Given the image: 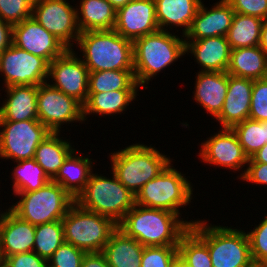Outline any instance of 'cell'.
I'll return each instance as SVG.
<instances>
[{"instance_id":"4","label":"cell","mask_w":267,"mask_h":267,"mask_svg":"<svg viewBox=\"0 0 267 267\" xmlns=\"http://www.w3.org/2000/svg\"><path fill=\"white\" fill-rule=\"evenodd\" d=\"M111 169L117 179L133 194L154 179L173 162L169 156L160 153L152 144L135 143L111 152Z\"/></svg>"},{"instance_id":"22","label":"cell","mask_w":267,"mask_h":267,"mask_svg":"<svg viewBox=\"0 0 267 267\" xmlns=\"http://www.w3.org/2000/svg\"><path fill=\"white\" fill-rule=\"evenodd\" d=\"M196 75L193 98L214 119L222 110L228 89L229 74L199 71Z\"/></svg>"},{"instance_id":"23","label":"cell","mask_w":267,"mask_h":267,"mask_svg":"<svg viewBox=\"0 0 267 267\" xmlns=\"http://www.w3.org/2000/svg\"><path fill=\"white\" fill-rule=\"evenodd\" d=\"M4 99L0 106V121L38 120L37 93L38 86L4 87Z\"/></svg>"},{"instance_id":"25","label":"cell","mask_w":267,"mask_h":267,"mask_svg":"<svg viewBox=\"0 0 267 267\" xmlns=\"http://www.w3.org/2000/svg\"><path fill=\"white\" fill-rule=\"evenodd\" d=\"M75 149L64 161L53 179L74 199L84 190L93 172L94 160L90 156H80Z\"/></svg>"},{"instance_id":"33","label":"cell","mask_w":267,"mask_h":267,"mask_svg":"<svg viewBox=\"0 0 267 267\" xmlns=\"http://www.w3.org/2000/svg\"><path fill=\"white\" fill-rule=\"evenodd\" d=\"M12 168L13 195L20 192H31L40 189L50 181L43 168L34 160L26 159L16 162Z\"/></svg>"},{"instance_id":"39","label":"cell","mask_w":267,"mask_h":267,"mask_svg":"<svg viewBox=\"0 0 267 267\" xmlns=\"http://www.w3.org/2000/svg\"><path fill=\"white\" fill-rule=\"evenodd\" d=\"M178 256V246L144 247L141 267H170Z\"/></svg>"},{"instance_id":"38","label":"cell","mask_w":267,"mask_h":267,"mask_svg":"<svg viewBox=\"0 0 267 267\" xmlns=\"http://www.w3.org/2000/svg\"><path fill=\"white\" fill-rule=\"evenodd\" d=\"M34 0H0V18L12 26L32 17Z\"/></svg>"},{"instance_id":"7","label":"cell","mask_w":267,"mask_h":267,"mask_svg":"<svg viewBox=\"0 0 267 267\" xmlns=\"http://www.w3.org/2000/svg\"><path fill=\"white\" fill-rule=\"evenodd\" d=\"M186 174L178 171L172 162L158 176L135 195V204L155 209H164L182 216L180 209L186 208L193 198V184Z\"/></svg>"},{"instance_id":"5","label":"cell","mask_w":267,"mask_h":267,"mask_svg":"<svg viewBox=\"0 0 267 267\" xmlns=\"http://www.w3.org/2000/svg\"><path fill=\"white\" fill-rule=\"evenodd\" d=\"M197 219L190 229L208 246L212 267H256L245 230Z\"/></svg>"},{"instance_id":"47","label":"cell","mask_w":267,"mask_h":267,"mask_svg":"<svg viewBox=\"0 0 267 267\" xmlns=\"http://www.w3.org/2000/svg\"><path fill=\"white\" fill-rule=\"evenodd\" d=\"M248 163L267 164V143L259 151H257L251 158H249Z\"/></svg>"},{"instance_id":"49","label":"cell","mask_w":267,"mask_h":267,"mask_svg":"<svg viewBox=\"0 0 267 267\" xmlns=\"http://www.w3.org/2000/svg\"><path fill=\"white\" fill-rule=\"evenodd\" d=\"M110 2V4L118 10L119 8L125 6L127 3H129L131 0H107Z\"/></svg>"},{"instance_id":"36","label":"cell","mask_w":267,"mask_h":267,"mask_svg":"<svg viewBox=\"0 0 267 267\" xmlns=\"http://www.w3.org/2000/svg\"><path fill=\"white\" fill-rule=\"evenodd\" d=\"M178 255L188 267H212L208 246L191 229L181 237Z\"/></svg>"},{"instance_id":"1","label":"cell","mask_w":267,"mask_h":267,"mask_svg":"<svg viewBox=\"0 0 267 267\" xmlns=\"http://www.w3.org/2000/svg\"><path fill=\"white\" fill-rule=\"evenodd\" d=\"M180 218V215L168 210L135 204L117 227L144 247L178 246L181 237L197 221Z\"/></svg>"},{"instance_id":"37","label":"cell","mask_w":267,"mask_h":267,"mask_svg":"<svg viewBox=\"0 0 267 267\" xmlns=\"http://www.w3.org/2000/svg\"><path fill=\"white\" fill-rule=\"evenodd\" d=\"M258 225L247 231L250 242V254L256 267L267 264V214Z\"/></svg>"},{"instance_id":"32","label":"cell","mask_w":267,"mask_h":267,"mask_svg":"<svg viewBox=\"0 0 267 267\" xmlns=\"http://www.w3.org/2000/svg\"><path fill=\"white\" fill-rule=\"evenodd\" d=\"M134 70L89 72L88 93H105L116 90H139Z\"/></svg>"},{"instance_id":"29","label":"cell","mask_w":267,"mask_h":267,"mask_svg":"<svg viewBox=\"0 0 267 267\" xmlns=\"http://www.w3.org/2000/svg\"><path fill=\"white\" fill-rule=\"evenodd\" d=\"M139 90H116L112 92L88 93V98L83 104L84 123L88 115L114 116L122 114L136 100Z\"/></svg>"},{"instance_id":"10","label":"cell","mask_w":267,"mask_h":267,"mask_svg":"<svg viewBox=\"0 0 267 267\" xmlns=\"http://www.w3.org/2000/svg\"><path fill=\"white\" fill-rule=\"evenodd\" d=\"M50 133L39 120L0 121V158L14 162L33 159Z\"/></svg>"},{"instance_id":"18","label":"cell","mask_w":267,"mask_h":267,"mask_svg":"<svg viewBox=\"0 0 267 267\" xmlns=\"http://www.w3.org/2000/svg\"><path fill=\"white\" fill-rule=\"evenodd\" d=\"M202 1L185 40H201L209 37L227 36L232 24L234 10L227 0H219L211 8Z\"/></svg>"},{"instance_id":"30","label":"cell","mask_w":267,"mask_h":267,"mask_svg":"<svg viewBox=\"0 0 267 267\" xmlns=\"http://www.w3.org/2000/svg\"><path fill=\"white\" fill-rule=\"evenodd\" d=\"M76 13L81 32L112 30L115 26L116 9L107 0H80Z\"/></svg>"},{"instance_id":"51","label":"cell","mask_w":267,"mask_h":267,"mask_svg":"<svg viewBox=\"0 0 267 267\" xmlns=\"http://www.w3.org/2000/svg\"><path fill=\"white\" fill-rule=\"evenodd\" d=\"M2 265V259H1V255H0V266Z\"/></svg>"},{"instance_id":"48","label":"cell","mask_w":267,"mask_h":267,"mask_svg":"<svg viewBox=\"0 0 267 267\" xmlns=\"http://www.w3.org/2000/svg\"><path fill=\"white\" fill-rule=\"evenodd\" d=\"M259 46L267 54V19L263 21Z\"/></svg>"},{"instance_id":"15","label":"cell","mask_w":267,"mask_h":267,"mask_svg":"<svg viewBox=\"0 0 267 267\" xmlns=\"http://www.w3.org/2000/svg\"><path fill=\"white\" fill-rule=\"evenodd\" d=\"M200 145L201 148L197 156L201 158V162L214 165V167L226 168L233 172L244 170L237 177L238 179L244 175L249 158L232 128H220L218 133H214Z\"/></svg>"},{"instance_id":"26","label":"cell","mask_w":267,"mask_h":267,"mask_svg":"<svg viewBox=\"0 0 267 267\" xmlns=\"http://www.w3.org/2000/svg\"><path fill=\"white\" fill-rule=\"evenodd\" d=\"M144 246L118 227L112 232L102 253L110 267H141Z\"/></svg>"},{"instance_id":"34","label":"cell","mask_w":267,"mask_h":267,"mask_svg":"<svg viewBox=\"0 0 267 267\" xmlns=\"http://www.w3.org/2000/svg\"><path fill=\"white\" fill-rule=\"evenodd\" d=\"M248 158H251L267 143V121L245 119L232 127Z\"/></svg>"},{"instance_id":"21","label":"cell","mask_w":267,"mask_h":267,"mask_svg":"<svg viewBox=\"0 0 267 267\" xmlns=\"http://www.w3.org/2000/svg\"><path fill=\"white\" fill-rule=\"evenodd\" d=\"M185 53L194 56L200 72H227L231 47L225 36L185 40Z\"/></svg>"},{"instance_id":"9","label":"cell","mask_w":267,"mask_h":267,"mask_svg":"<svg viewBox=\"0 0 267 267\" xmlns=\"http://www.w3.org/2000/svg\"><path fill=\"white\" fill-rule=\"evenodd\" d=\"M64 242L86 253L102 252L117 228L110 218L81 208L76 202L62 218Z\"/></svg>"},{"instance_id":"35","label":"cell","mask_w":267,"mask_h":267,"mask_svg":"<svg viewBox=\"0 0 267 267\" xmlns=\"http://www.w3.org/2000/svg\"><path fill=\"white\" fill-rule=\"evenodd\" d=\"M64 242L63 224L61 220L35 226V242L33 252L48 259Z\"/></svg>"},{"instance_id":"13","label":"cell","mask_w":267,"mask_h":267,"mask_svg":"<svg viewBox=\"0 0 267 267\" xmlns=\"http://www.w3.org/2000/svg\"><path fill=\"white\" fill-rule=\"evenodd\" d=\"M68 2V0H34L32 17L67 49H73L81 31L77 23L76 6Z\"/></svg>"},{"instance_id":"2","label":"cell","mask_w":267,"mask_h":267,"mask_svg":"<svg viewBox=\"0 0 267 267\" xmlns=\"http://www.w3.org/2000/svg\"><path fill=\"white\" fill-rule=\"evenodd\" d=\"M182 37L174 32L158 30L133 41L134 77L142 90L149 88L147 84L151 78L186 55Z\"/></svg>"},{"instance_id":"44","label":"cell","mask_w":267,"mask_h":267,"mask_svg":"<svg viewBox=\"0 0 267 267\" xmlns=\"http://www.w3.org/2000/svg\"><path fill=\"white\" fill-rule=\"evenodd\" d=\"M247 183L258 185H267V164L266 163H248L244 175L240 178Z\"/></svg>"},{"instance_id":"41","label":"cell","mask_w":267,"mask_h":267,"mask_svg":"<svg viewBox=\"0 0 267 267\" xmlns=\"http://www.w3.org/2000/svg\"><path fill=\"white\" fill-rule=\"evenodd\" d=\"M249 119L267 121V78L253 81Z\"/></svg>"},{"instance_id":"43","label":"cell","mask_w":267,"mask_h":267,"mask_svg":"<svg viewBox=\"0 0 267 267\" xmlns=\"http://www.w3.org/2000/svg\"><path fill=\"white\" fill-rule=\"evenodd\" d=\"M2 264L5 267H46L47 260L33 251L16 253L6 257Z\"/></svg>"},{"instance_id":"16","label":"cell","mask_w":267,"mask_h":267,"mask_svg":"<svg viewBox=\"0 0 267 267\" xmlns=\"http://www.w3.org/2000/svg\"><path fill=\"white\" fill-rule=\"evenodd\" d=\"M12 44L48 63L61 56L67 48L40 25L33 17L24 19L12 27Z\"/></svg>"},{"instance_id":"20","label":"cell","mask_w":267,"mask_h":267,"mask_svg":"<svg viewBox=\"0 0 267 267\" xmlns=\"http://www.w3.org/2000/svg\"><path fill=\"white\" fill-rule=\"evenodd\" d=\"M253 81L229 75L226 98L220 114L215 118L220 128H232L249 118Z\"/></svg>"},{"instance_id":"27","label":"cell","mask_w":267,"mask_h":267,"mask_svg":"<svg viewBox=\"0 0 267 267\" xmlns=\"http://www.w3.org/2000/svg\"><path fill=\"white\" fill-rule=\"evenodd\" d=\"M227 73L252 80L267 78V54L260 46L231 49Z\"/></svg>"},{"instance_id":"46","label":"cell","mask_w":267,"mask_h":267,"mask_svg":"<svg viewBox=\"0 0 267 267\" xmlns=\"http://www.w3.org/2000/svg\"><path fill=\"white\" fill-rule=\"evenodd\" d=\"M12 27L0 18V54L12 44Z\"/></svg>"},{"instance_id":"17","label":"cell","mask_w":267,"mask_h":267,"mask_svg":"<svg viewBox=\"0 0 267 267\" xmlns=\"http://www.w3.org/2000/svg\"><path fill=\"white\" fill-rule=\"evenodd\" d=\"M113 29L131 41L160 30L157 24L155 0H131L116 10Z\"/></svg>"},{"instance_id":"3","label":"cell","mask_w":267,"mask_h":267,"mask_svg":"<svg viewBox=\"0 0 267 267\" xmlns=\"http://www.w3.org/2000/svg\"><path fill=\"white\" fill-rule=\"evenodd\" d=\"M75 44L89 72L134 70L133 41L114 29L81 32Z\"/></svg>"},{"instance_id":"12","label":"cell","mask_w":267,"mask_h":267,"mask_svg":"<svg viewBox=\"0 0 267 267\" xmlns=\"http://www.w3.org/2000/svg\"><path fill=\"white\" fill-rule=\"evenodd\" d=\"M49 63L39 56L11 44L0 54V75L4 87L47 82Z\"/></svg>"},{"instance_id":"19","label":"cell","mask_w":267,"mask_h":267,"mask_svg":"<svg viewBox=\"0 0 267 267\" xmlns=\"http://www.w3.org/2000/svg\"><path fill=\"white\" fill-rule=\"evenodd\" d=\"M35 225L20 219L9 208L0 210V255L2 261L13 254L33 251Z\"/></svg>"},{"instance_id":"42","label":"cell","mask_w":267,"mask_h":267,"mask_svg":"<svg viewBox=\"0 0 267 267\" xmlns=\"http://www.w3.org/2000/svg\"><path fill=\"white\" fill-rule=\"evenodd\" d=\"M235 13L267 19V0H227Z\"/></svg>"},{"instance_id":"50","label":"cell","mask_w":267,"mask_h":267,"mask_svg":"<svg viewBox=\"0 0 267 267\" xmlns=\"http://www.w3.org/2000/svg\"><path fill=\"white\" fill-rule=\"evenodd\" d=\"M170 267H188L183 259L178 255L172 262Z\"/></svg>"},{"instance_id":"28","label":"cell","mask_w":267,"mask_h":267,"mask_svg":"<svg viewBox=\"0 0 267 267\" xmlns=\"http://www.w3.org/2000/svg\"><path fill=\"white\" fill-rule=\"evenodd\" d=\"M61 132H51L37 147L34 160L43 168L50 180H53L75 146ZM64 138V139H63Z\"/></svg>"},{"instance_id":"14","label":"cell","mask_w":267,"mask_h":267,"mask_svg":"<svg viewBox=\"0 0 267 267\" xmlns=\"http://www.w3.org/2000/svg\"><path fill=\"white\" fill-rule=\"evenodd\" d=\"M77 55L67 49L50 62L47 82L83 105L88 98L89 70Z\"/></svg>"},{"instance_id":"40","label":"cell","mask_w":267,"mask_h":267,"mask_svg":"<svg viewBox=\"0 0 267 267\" xmlns=\"http://www.w3.org/2000/svg\"><path fill=\"white\" fill-rule=\"evenodd\" d=\"M85 254L84 250L63 242L47 263L52 267H81Z\"/></svg>"},{"instance_id":"45","label":"cell","mask_w":267,"mask_h":267,"mask_svg":"<svg viewBox=\"0 0 267 267\" xmlns=\"http://www.w3.org/2000/svg\"><path fill=\"white\" fill-rule=\"evenodd\" d=\"M81 267H110L102 252H90L84 255Z\"/></svg>"},{"instance_id":"31","label":"cell","mask_w":267,"mask_h":267,"mask_svg":"<svg viewBox=\"0 0 267 267\" xmlns=\"http://www.w3.org/2000/svg\"><path fill=\"white\" fill-rule=\"evenodd\" d=\"M263 21L255 16L234 13L226 36L231 49L259 46Z\"/></svg>"},{"instance_id":"6","label":"cell","mask_w":267,"mask_h":267,"mask_svg":"<svg viewBox=\"0 0 267 267\" xmlns=\"http://www.w3.org/2000/svg\"><path fill=\"white\" fill-rule=\"evenodd\" d=\"M106 177L92 172L84 190L75 202L83 209L110 218L119 224L135 205V194L127 189L112 172Z\"/></svg>"},{"instance_id":"11","label":"cell","mask_w":267,"mask_h":267,"mask_svg":"<svg viewBox=\"0 0 267 267\" xmlns=\"http://www.w3.org/2000/svg\"><path fill=\"white\" fill-rule=\"evenodd\" d=\"M38 120L50 131L60 132L64 124L84 123L83 105L75 98L44 82L38 86Z\"/></svg>"},{"instance_id":"8","label":"cell","mask_w":267,"mask_h":267,"mask_svg":"<svg viewBox=\"0 0 267 267\" xmlns=\"http://www.w3.org/2000/svg\"><path fill=\"white\" fill-rule=\"evenodd\" d=\"M14 196L20 199L9 209L20 219L35 226L62 220L75 203V199L53 180L38 190L20 192Z\"/></svg>"},{"instance_id":"24","label":"cell","mask_w":267,"mask_h":267,"mask_svg":"<svg viewBox=\"0 0 267 267\" xmlns=\"http://www.w3.org/2000/svg\"><path fill=\"white\" fill-rule=\"evenodd\" d=\"M201 2L202 0H155L159 29L170 32L173 28L180 27L182 35L185 36Z\"/></svg>"}]
</instances>
